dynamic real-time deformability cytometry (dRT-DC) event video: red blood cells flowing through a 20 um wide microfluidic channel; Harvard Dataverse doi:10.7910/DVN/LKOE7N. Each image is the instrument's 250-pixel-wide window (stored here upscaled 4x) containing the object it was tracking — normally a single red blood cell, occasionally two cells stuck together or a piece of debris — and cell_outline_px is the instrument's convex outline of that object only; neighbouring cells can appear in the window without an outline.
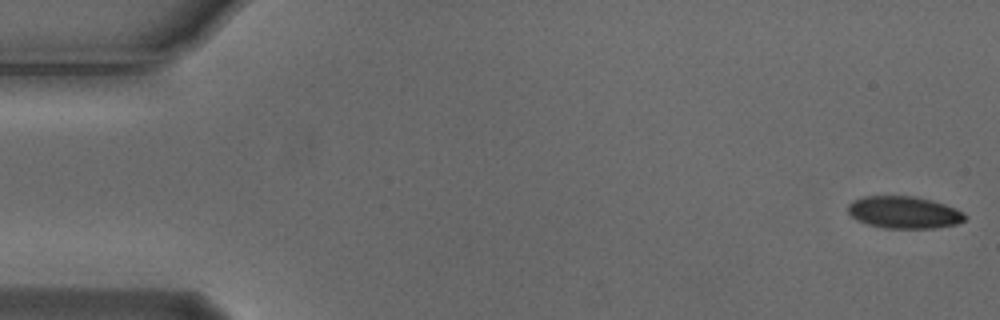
{"species": "Egyptian fruit bat (a non-hibernating species)", "species_latin": "Rousettus aegyptiacus", "temperature_condition": "cold", "stored_images_in_passage": 5, "camera_frame_rate_fps": 3000, "um_per_image_px": 0.085, "animal": {"sex": "male"}, "frame": {"image": 1, "passage_image": 1, "time_ms": 0.0, "image_size_px": [1000, 320], "cell_outline_px": [[968, 216], [964, 220], [956, 224], [936, 228], [884, 228], [868, 224], [856, 220], [848, 212], [848, 204], [852, 200], [864, 196], [912, 196], [932, 200], [956, 208], [964, 212]], "centroid_in_image_um": [76.85, 18.05], "position_along_channel_um": 8.2, "area_um2": 22.02}}
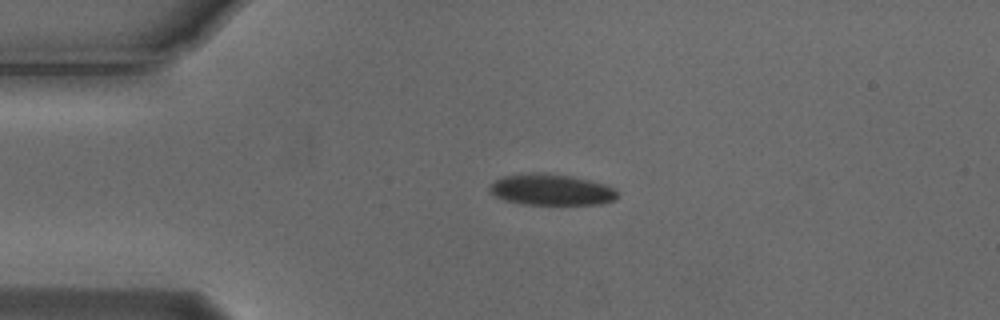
{"frame": {"image": 2, "passage_image": 4, "time_ms": 1.0, "image_size_px": [1000, 320], "cell_outline_px": [[620, 192], [616, 200], [600, 204], [524, 204], [504, 200], [488, 192], [488, 188], [500, 176], [532, 172], [544, 172], [568, 176], [588, 180], [604, 184]], "centroid_in_image_um": [46.84, 16.12], "position_along_channel_um": 38.2, "area_um2": 23.29}}